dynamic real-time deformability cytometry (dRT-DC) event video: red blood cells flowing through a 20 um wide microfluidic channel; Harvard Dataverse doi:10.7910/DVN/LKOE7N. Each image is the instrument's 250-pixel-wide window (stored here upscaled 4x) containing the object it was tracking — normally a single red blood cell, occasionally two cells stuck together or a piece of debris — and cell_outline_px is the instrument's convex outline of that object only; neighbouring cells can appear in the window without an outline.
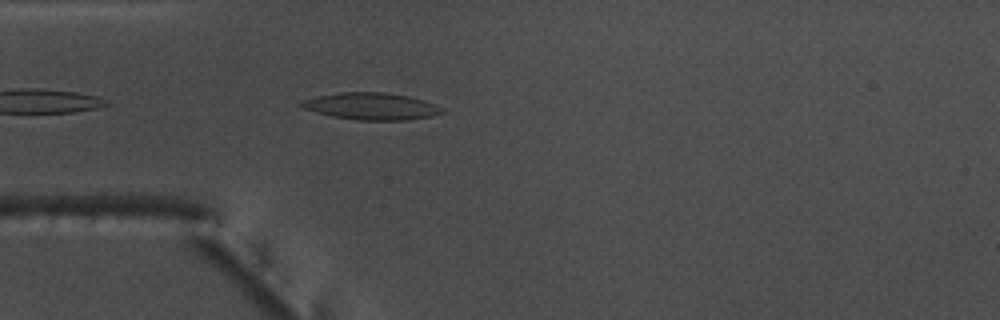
{"species": "common noctule bat (a hibernating species)", "species_latin": "Nyctalus noctula", "temperature_condition": "warm", "stored_images_in_passage": 21, "camera_frame_rate_fps": 3000, "um_per_image_px": 0.085, "animal": {"sex": "male", "body_mass_g": 17.5, "forearm_length_mm": 52.3}, "frame": {"image": 1, "passage_image": 1, "time_ms": 0.0, "image_size_px": [1000, 320], "cell_outline_px": [[444, 112], [432, 116], [408, 120], [356, 120], [332, 116], [316, 112], [304, 108], [296, 104], [304, 100], [320, 96], [340, 92], [384, 92], [408, 96], [424, 100], [444, 108]], "centroid_in_image_um": [31.59, 9.03], "position_along_channel_um": 53.4, "area_um2": 22.02}}
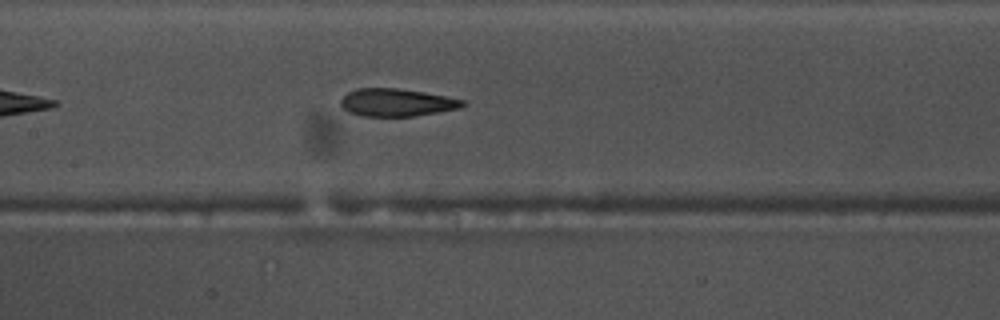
{"frame": {"image": 2, "passage_image": 11, "time_ms": 3.333, "image_size_px": [1000, 320], "cell_outline_px": [[468, 104], [460, 108], [440, 112], [416, 116], [360, 116], [348, 112], [340, 104], [340, 100], [348, 92], [356, 88], [400, 88], [424, 92], [464, 100]], "centroid_in_image_um": [33.72, 8.71], "position_along_channel_um": 173.7, "area_um2": 19.83}}
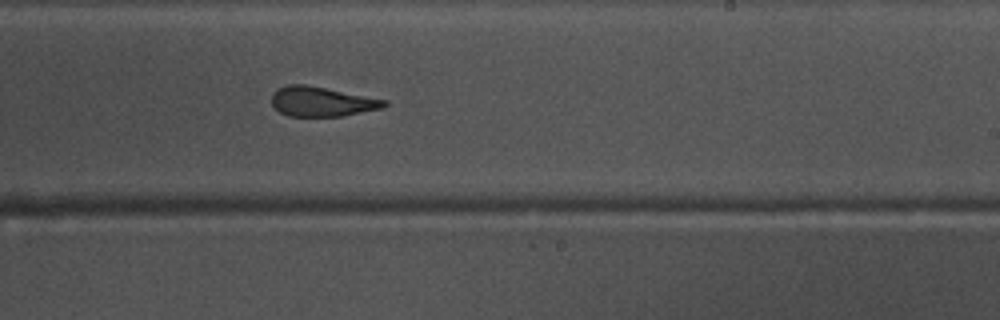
{"frame": {"image": 3, "passage_image": 18, "time_ms": 5.667, "image_size_px": [1000, 320], "cell_outline_px": [[388, 104], [384, 108], [340, 116], [288, 116], [280, 112], [272, 104], [272, 92], [288, 84], [304, 84], [388, 100]], "centroid_in_image_um": [27.36, 8.63], "position_along_channel_um": 261.6, "area_um2": 19.36}}